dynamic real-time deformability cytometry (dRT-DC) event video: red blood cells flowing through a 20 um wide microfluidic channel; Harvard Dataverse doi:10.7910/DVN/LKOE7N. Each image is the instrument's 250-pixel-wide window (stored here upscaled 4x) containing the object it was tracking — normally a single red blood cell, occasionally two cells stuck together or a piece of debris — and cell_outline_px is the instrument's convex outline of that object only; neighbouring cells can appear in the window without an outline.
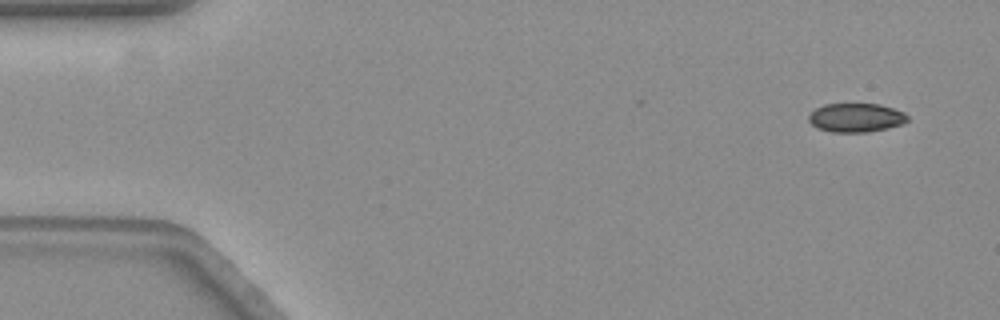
{"species": "common noctule bat (a hibernating species)", "species_latin": "Nyctalus noctula", "temperature_condition": "warm", "stored_images_in_passage": 13, "camera_frame_rate_fps": 3000, "um_per_image_px": 0.085, "animal": {"sex": "female", "body_mass_g": 19.3, "forearm_length_mm": 54.1}, "frame": {"image": 1, "passage_image": 1, "time_ms": 0.0, "image_size_px": [1000, 320], "cell_outline_px": [[908, 120], [904, 124], [888, 128], [868, 132], [832, 132], [816, 128], [808, 120], [808, 116], [816, 108], [824, 104], [880, 104], [904, 112], [908, 116]], "centroid_in_image_um": [72.77, 10.01], "position_along_channel_um": 12.2, "area_um2": 16.7}}
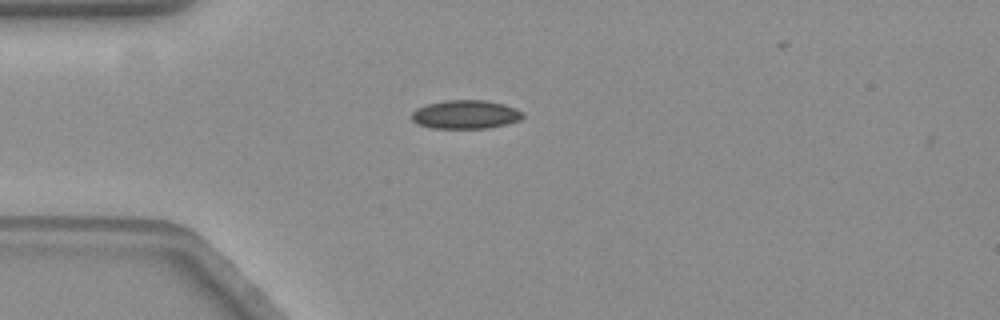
{"frame": {"image": 2, "passage_image": 12, "time_ms": 3.667, "image_size_px": [1000, 320], "cell_outline_px": [[524, 116], [520, 120], [488, 128], [432, 128], [416, 124], [412, 120], [412, 112], [416, 108], [428, 104], [444, 100], [488, 100], [504, 104], [516, 108], [524, 112]], "centroid_in_image_um": [39.57, 9.72], "position_along_channel_um": 45.4, "area_um2": 18.67}}